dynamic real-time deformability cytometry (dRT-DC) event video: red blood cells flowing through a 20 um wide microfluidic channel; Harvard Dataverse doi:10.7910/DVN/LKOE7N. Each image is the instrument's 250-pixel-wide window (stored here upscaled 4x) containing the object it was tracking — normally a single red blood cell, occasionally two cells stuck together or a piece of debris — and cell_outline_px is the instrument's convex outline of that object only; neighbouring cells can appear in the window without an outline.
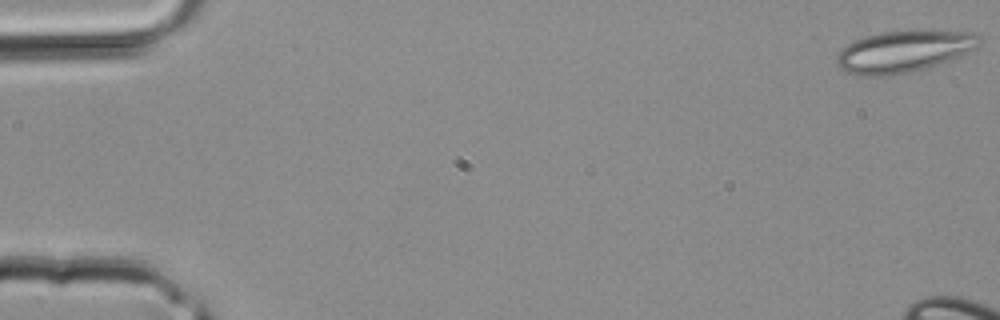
{"species": "common noctule bat (a hibernating species)", "species_latin": "Nyctalus noctula", "temperature_condition": "room temperature", "stored_images_in_passage": 4, "camera_frame_rate_fps": 3000, "um_per_image_px": 0.085, "animal": {"sex": "male", "body_mass_g": 20.4}, "frame": {"image": 1, "passage_image": 1, "time_ms": 0.0, "image_size_px": [1000, 320], "cell_outline_px": [[980, 44], [976, 48], [960, 56], [924, 68], [908, 72], [888, 76], [856, 76], [840, 68], [836, 64], [836, 56], [840, 48], [856, 40], [880, 32], [976, 32], [980, 36]], "centroid_in_image_um": [76.77, 4.4], "position_along_channel_um": 8.2, "area_um2": 34.04}}